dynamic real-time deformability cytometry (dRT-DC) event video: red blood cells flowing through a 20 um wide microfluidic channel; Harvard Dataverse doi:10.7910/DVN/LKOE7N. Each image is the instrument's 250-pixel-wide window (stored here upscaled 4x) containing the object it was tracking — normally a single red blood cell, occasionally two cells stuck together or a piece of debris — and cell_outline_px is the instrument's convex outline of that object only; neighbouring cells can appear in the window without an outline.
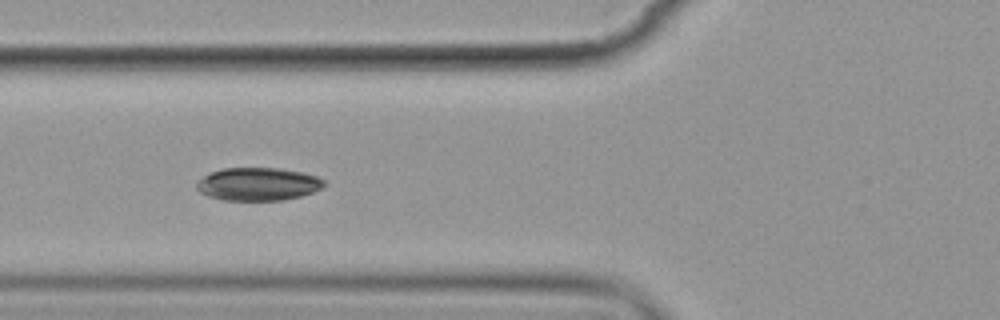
{"species": "common noctule bat (a hibernating species)", "species_latin": "Nyctalus noctula", "temperature_condition": "cold", "stored_images_in_passage": 6, "camera_frame_rate_fps": 3000, "um_per_image_px": 0.085, "animal": {"sex": "female", "body_mass_g": 19.9}, "frame": {"image": 1, "passage_image": 5, "time_ms": 4.667, "image_size_px": [1000, 320], "cell_outline_px": [[328, 184], [312, 192], [300, 196], [284, 200], [224, 200], [208, 196], [200, 192], [196, 188], [196, 180], [212, 172], [224, 168], [280, 168], [304, 172], [316, 176], [324, 180]], "centroid_in_image_um": [21.94, 15.64], "position_along_channel_um": 103.9, "area_um2": 24.57}}
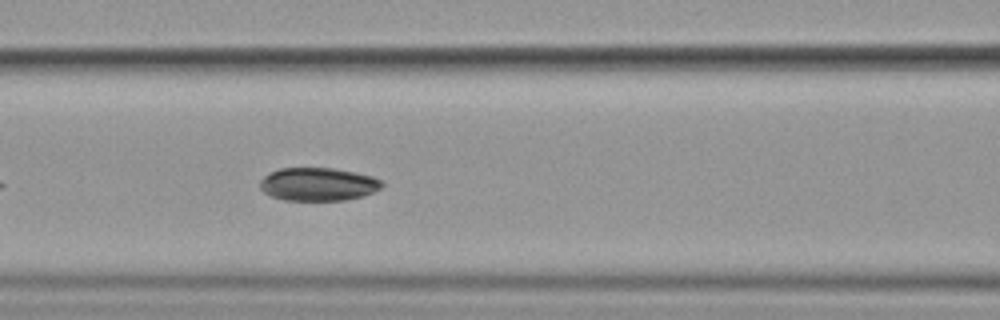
{"frame": {"image": 2, "passage_image": 6, "time_ms": 5.667, "image_size_px": [1000, 320], "cell_outline_px": [[384, 184], [380, 188], [372, 192], [360, 196], [344, 200], [284, 200], [272, 196], [264, 192], [260, 188], [260, 180], [264, 176], [280, 168], [336, 168], [356, 172], [372, 176], [380, 180]], "centroid_in_image_um": [27.03, 15.65], "position_along_channel_um": 139.6, "area_um2": 23.41}}